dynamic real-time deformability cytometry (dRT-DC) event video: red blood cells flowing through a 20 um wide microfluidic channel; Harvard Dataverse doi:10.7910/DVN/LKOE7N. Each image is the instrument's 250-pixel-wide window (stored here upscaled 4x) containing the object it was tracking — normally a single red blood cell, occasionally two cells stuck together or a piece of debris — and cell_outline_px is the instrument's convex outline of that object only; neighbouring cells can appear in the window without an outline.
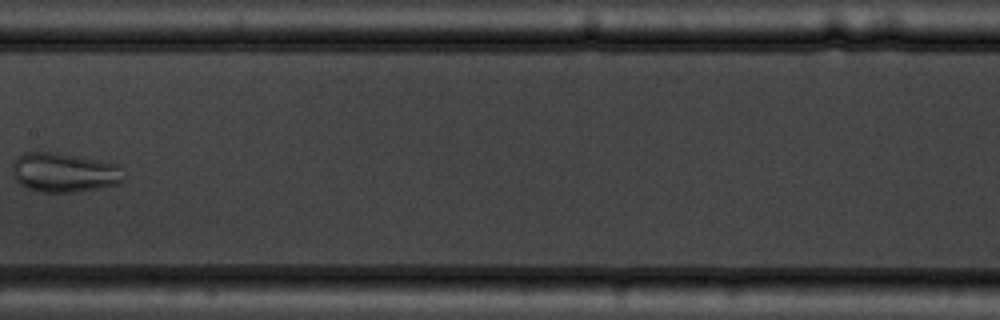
{"species": "common noctule bat (a hibernating species)", "species_latin": "Nyctalus noctula", "temperature_condition": "warm", "stored_images_in_passage": 9, "camera_frame_rate_fps": 3000, "um_per_image_px": 0.085, "animal": {"sex": "male", "body_mass_g": 19.5, "forearm_length_mm": 54.6}, "frame": {"image": 1, "passage_image": 8, "time_ms": 8.333, "image_size_px": [1000, 320], "cell_outline_px": [[124, 180], [120, 184], [100, 188], [76, 192], [40, 192], [28, 188], [20, 184], [12, 176], [12, 160], [16, 156], [24, 152], [60, 152], [120, 164]], "centroid_in_image_um": [5.45, 14.65], "position_along_channel_um": 202.0, "area_um2": 26.18}}